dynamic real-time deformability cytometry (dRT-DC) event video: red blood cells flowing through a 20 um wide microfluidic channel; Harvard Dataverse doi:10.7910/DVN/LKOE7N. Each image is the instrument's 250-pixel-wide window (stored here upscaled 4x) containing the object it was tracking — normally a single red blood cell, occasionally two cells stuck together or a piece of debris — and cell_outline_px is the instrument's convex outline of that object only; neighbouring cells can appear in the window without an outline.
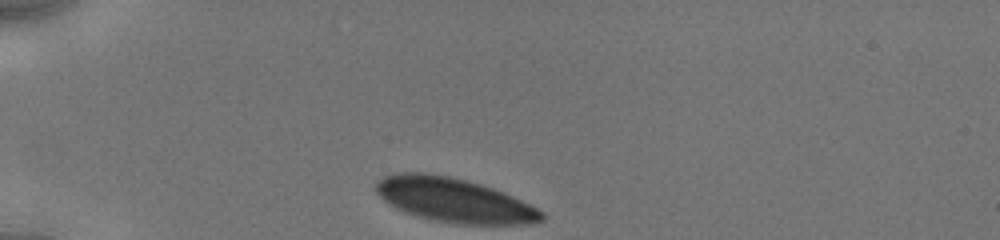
{"species": "human", "species_latin": "Homo sapiens", "temperature_condition": "cold", "stored_images_in_passage": 5, "camera_frame_rate_fps": 3000, "um_per_image_px": 0.085, "donor": {"sex": "male"}, "frame": {"image": 1, "passage_image": 1, "time_ms": 0.0, "image_size_px": [1000, 240], "cell_outline_px": [[548, 216], [544, 220], [532, 224], [456, 224], [432, 220], [404, 212], [396, 208], [384, 200], [376, 192], [376, 184], [384, 176], [396, 172], [424, 172], [448, 176], [480, 184], [504, 192], [544, 212]], "centroid_in_image_um": [38.61, 17.02], "position_along_channel_um": 46.4, "area_um2": 42.66}}
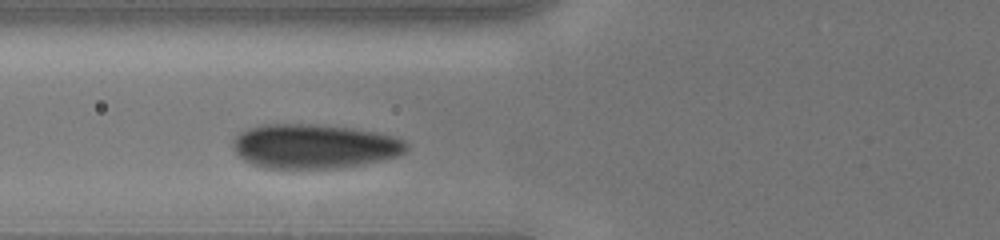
{"frame": {"image": 2, "passage_image": 4, "time_ms": 2.333, "image_size_px": [1000, 240], "cell_outline_px": [[408, 148], [404, 152], [396, 156], [384, 160], [340, 168], [264, 168], [252, 164], [244, 160], [236, 152], [232, 144], [232, 140], [240, 132], [248, 128], [264, 124], [316, 124], [352, 128], [376, 132], [392, 136], [404, 140], [408, 144]], "centroid_in_image_um": [26.7, 12.43], "position_along_channel_um": 99.1, "area_um2": 44.97}}